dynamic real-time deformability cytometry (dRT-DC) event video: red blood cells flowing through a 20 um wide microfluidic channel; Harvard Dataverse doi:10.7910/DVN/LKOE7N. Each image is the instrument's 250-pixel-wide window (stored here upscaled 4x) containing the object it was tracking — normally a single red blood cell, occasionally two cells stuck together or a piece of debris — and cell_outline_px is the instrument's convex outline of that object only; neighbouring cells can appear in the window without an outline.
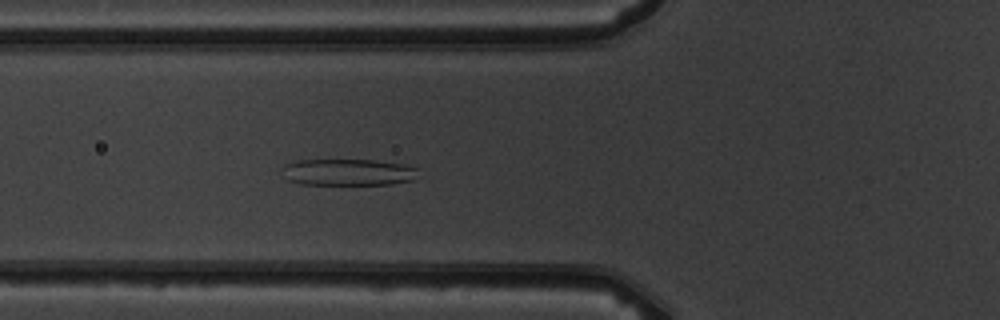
{"species": "common noctule bat (a hibernating species)", "species_latin": "Nyctalus noctula", "temperature_condition": "warm", "stored_images_in_passage": 5, "camera_frame_rate_fps": 3000, "um_per_image_px": 0.085, "animal": {"sex": "male", "body_mass_g": 19.5, "forearm_length_mm": 54.6}, "frame": {"image": 1, "passage_image": 5, "time_ms": 4.667, "image_size_px": [1000, 320], "cell_outline_px": [[416, 168], [412, 180], [392, 184], [300, 184], [288, 180], [280, 168], [284, 164], [296, 160], [372, 160], [404, 164]], "centroid_in_image_um": [29.5, 14.63], "position_along_channel_um": 96.3, "area_um2": 20.92}}